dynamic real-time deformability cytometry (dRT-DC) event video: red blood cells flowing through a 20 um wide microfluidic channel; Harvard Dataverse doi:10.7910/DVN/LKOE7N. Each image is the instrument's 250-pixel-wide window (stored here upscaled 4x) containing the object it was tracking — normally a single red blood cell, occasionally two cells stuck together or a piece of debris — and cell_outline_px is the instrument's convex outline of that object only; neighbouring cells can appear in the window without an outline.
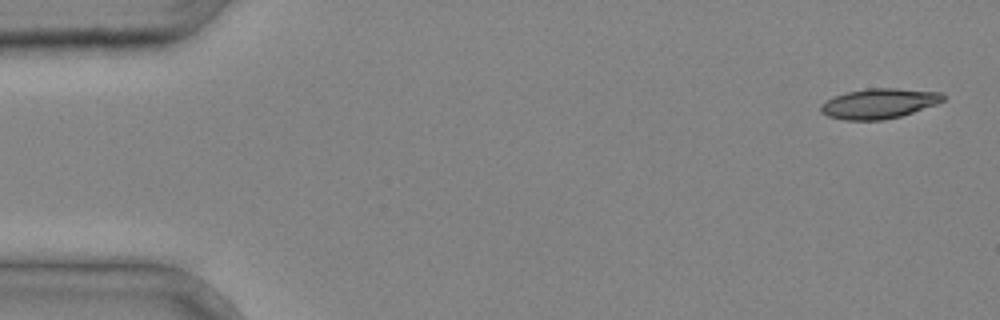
{"species": "common noctule bat (a hibernating species)", "species_latin": "Nyctalus noctula", "temperature_condition": "cold", "stored_images_in_passage": 4, "camera_frame_rate_fps": 3000, "um_per_image_px": 0.085, "animal": {"sex": "male", "body_mass_g": 20.4}, "frame": {"image": 1, "passage_image": 1, "time_ms": 0.0, "image_size_px": [1000, 320], "cell_outline_px": [[944, 100], [936, 104], [900, 116], [880, 120], [844, 120], [828, 116], [820, 112], [820, 104], [836, 96], [848, 92], [868, 88], [896, 88], [940, 92], [944, 96]], "centroid_in_image_um": [74.7, 8.8], "position_along_channel_um": 10.3, "area_um2": 21.15}}
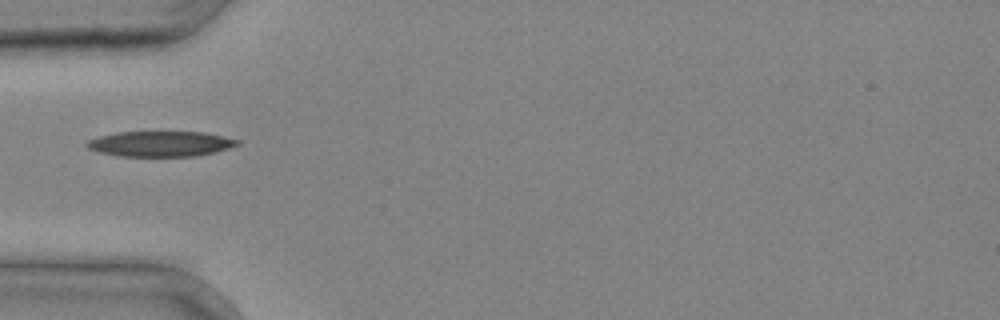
{"frame": {"image": 2, "passage_image": 4, "time_ms": 1.0, "image_size_px": [1000, 320], "cell_outline_px": [[240, 144], [216, 152], [196, 156], [120, 156], [100, 152], [88, 148], [84, 144], [88, 140], [100, 136], [116, 132], [204, 132], [240, 140]], "centroid_in_image_um": [13.65, 12.22], "position_along_channel_um": 71.4, "area_um2": 22.2}}